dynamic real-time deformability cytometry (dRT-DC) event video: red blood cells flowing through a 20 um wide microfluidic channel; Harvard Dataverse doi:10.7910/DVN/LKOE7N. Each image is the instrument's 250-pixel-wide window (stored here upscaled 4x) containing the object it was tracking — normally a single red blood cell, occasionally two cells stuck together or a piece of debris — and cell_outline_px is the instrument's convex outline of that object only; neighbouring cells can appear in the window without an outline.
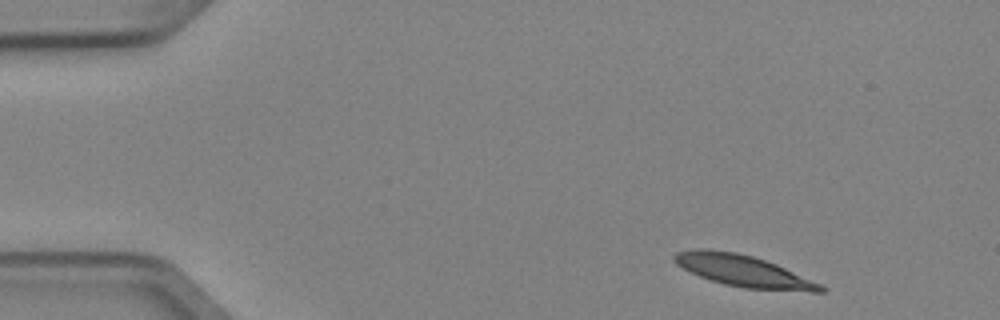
{"species": "Egyptian fruit bat (a non-hibernating species)", "species_latin": "Rousettus aegyptiacus", "temperature_condition": "cold", "stored_images_in_passage": 5, "camera_frame_rate_fps": 3000, "um_per_image_px": 0.085, "animal": {"sex": "female"}, "frame": {"image": 1, "passage_image": 1, "time_ms": 0.0, "image_size_px": [1000, 320], "cell_outline_px": [[828, 288], [824, 292], [812, 292], [744, 288], [724, 284], [700, 276], [676, 264], [672, 256], [676, 252], [700, 248], [704, 248], [736, 252], [752, 256], [776, 264], [820, 284]], "centroid_in_image_um": [63.19, 23.03], "position_along_channel_um": 21.8, "area_um2": 26.65}}
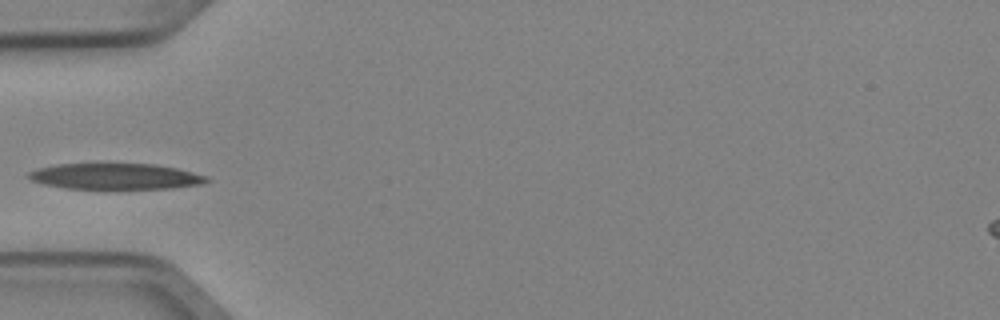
{"frame": {"image": 2, "passage_image": 4, "time_ms": 1.0, "image_size_px": [1000, 320], "cell_outline_px": [[212, 180], [204, 184], [172, 188], [64, 188], [44, 184], [28, 180], [28, 172], [36, 168], [56, 164], [156, 164], [176, 168], [208, 176]], "centroid_in_image_um": [9.82, 14.99], "position_along_channel_um": 75.2, "area_um2": 26.93}}
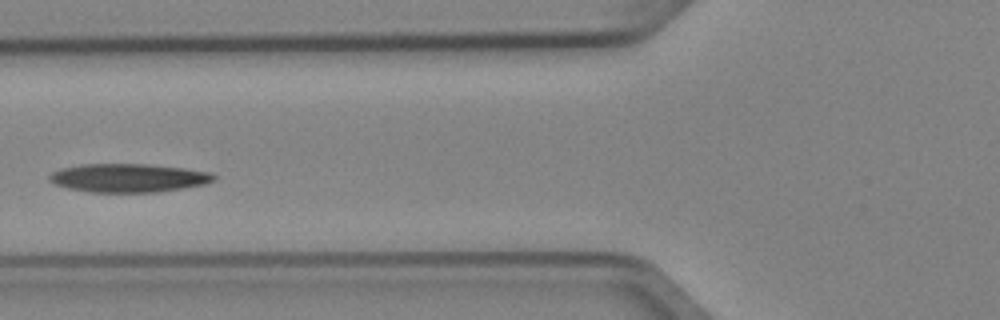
{"frame": {"image": 3, "passage_image": 5, "time_ms": 1.333, "image_size_px": [1000, 320], "cell_outline_px": [[216, 180], [204, 184], [184, 188], [156, 192], [88, 192], [68, 188], [56, 184], [48, 180], [48, 176], [52, 172], [60, 168], [80, 164], [144, 164], [184, 168], [208, 172], [216, 176]], "centroid_in_image_um": [10.88, 15.12], "position_along_channel_um": 114.9, "area_um2": 27.34}}